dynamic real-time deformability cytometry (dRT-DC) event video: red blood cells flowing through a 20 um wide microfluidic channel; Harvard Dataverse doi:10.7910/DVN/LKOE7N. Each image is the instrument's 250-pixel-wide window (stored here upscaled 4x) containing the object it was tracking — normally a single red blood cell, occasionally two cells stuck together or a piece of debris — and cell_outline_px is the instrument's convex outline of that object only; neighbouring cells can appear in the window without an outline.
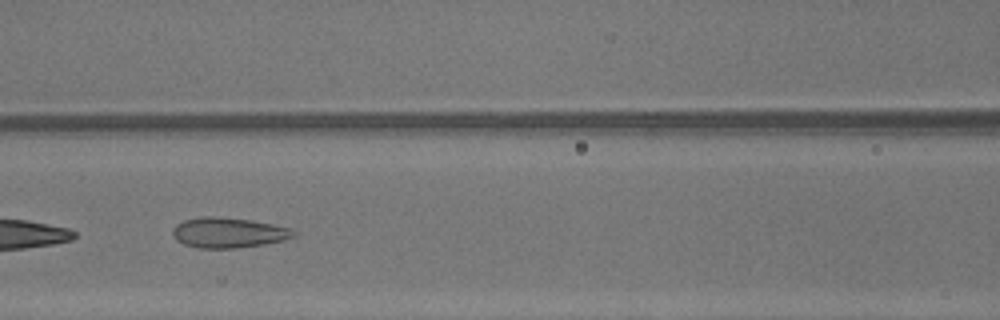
{"species": "common noctule bat (a hibernating species)", "species_latin": "Nyctalus noctula", "temperature_condition": "warm", "stored_images_in_passage": 22, "camera_frame_rate_fps": 3000, "um_per_image_px": 0.085, "animal": {"sex": "male", "body_mass_g": 13.3}, "frame": {"image": 1, "passage_image": 7, "time_ms": 2.0, "image_size_px": [1000, 320], "cell_outline_px": [[296, 236], [284, 240], [264, 244], [236, 248], [200, 248], [184, 244], [176, 240], [172, 236], [172, 232], [176, 224], [184, 220], [200, 216], [220, 216], [252, 220], [292, 228], [296, 232]], "centroid_in_image_um": [19.42, 19.76], "position_along_channel_um": 147.2, "area_um2": 21.56}}
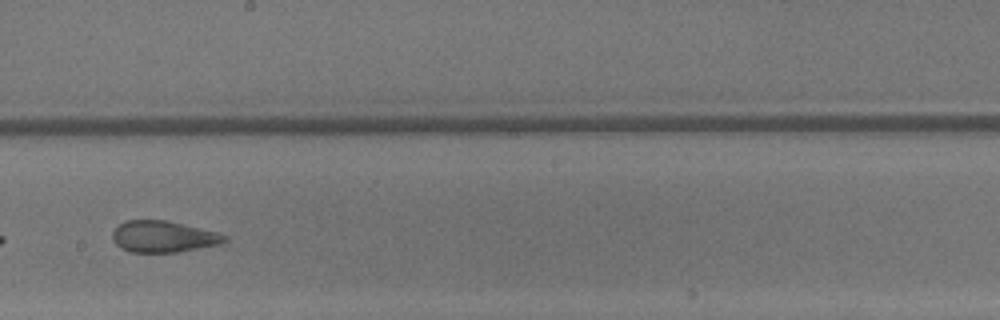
{"frame": {"image": 2, "passage_image": 13, "time_ms": 4.0, "image_size_px": [1000, 320], "cell_outline_px": [[228, 240], [220, 244], [176, 252], [132, 252], [116, 244], [112, 240], [112, 232], [124, 220], [164, 220], [216, 232], [228, 236]], "centroid_in_image_um": [13.87, 20.11], "position_along_channel_um": 234.3, "area_um2": 20.23}}
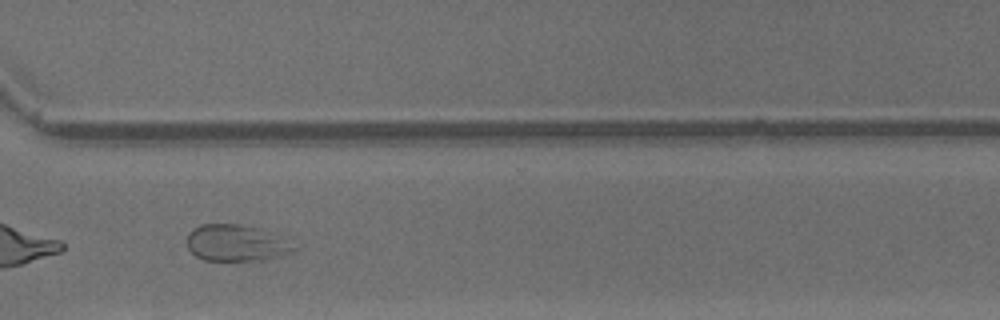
{"frame": {"image": 3, "passage_image": 21, "time_ms": 6.667, "image_size_px": [1000, 320], "cell_outline_px": [[296, 248], [292, 252], [280, 256], [260, 260], [204, 260], [196, 256], [188, 248], [188, 232], [192, 228], [200, 224], [240, 224], [260, 228], [276, 232]], "centroid_in_image_um": [20.08, 20.63], "position_along_channel_um": 350.5, "area_um2": 22.83}, "authors_computed_cell_mechanics": {"area_um2": 21.0681, "velocity_mm_per_s": 4.3568, "shape_relaxation_time_tau1_ms": null, "shape_relaxation_time_tau2_ms": 0.8495, "deformation_change_tau1": null, "deformation_change_tau2": 0.0783}}